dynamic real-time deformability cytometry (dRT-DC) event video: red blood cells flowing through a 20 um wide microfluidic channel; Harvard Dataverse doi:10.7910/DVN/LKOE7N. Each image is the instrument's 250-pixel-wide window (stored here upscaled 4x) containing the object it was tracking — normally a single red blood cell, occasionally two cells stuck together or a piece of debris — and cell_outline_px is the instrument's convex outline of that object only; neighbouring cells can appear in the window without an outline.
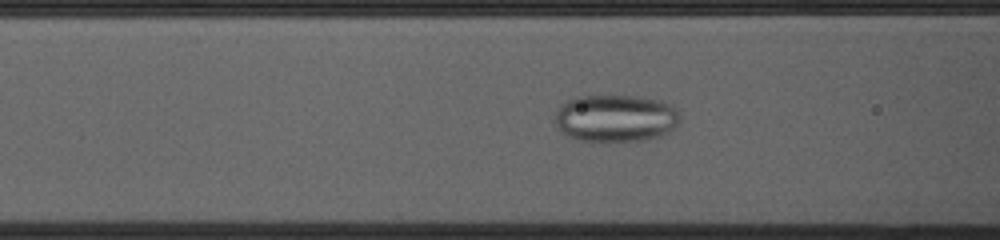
{"species": "common noctule bat (a hibernating species)", "species_latin": "Nyctalus noctula", "temperature_condition": "cold", "stored_images_in_passage": 41, "camera_frame_rate_fps": 3000, "um_per_image_px": 0.085, "animal": {"sex": "female", "body_mass_g": 23.0, "forearm_length_mm": 53.4}, "frame": {"image": 1, "passage_image": 8, "time_ms": 2.333, "image_size_px": [1000, 240], "cell_outline_px": [[680, 120], [676, 128], [660, 136], [644, 140], [584, 140], [568, 136], [560, 132], [556, 128], [556, 112], [560, 104], [564, 100], [576, 96], [632, 96], [656, 100], [672, 104], [676, 108], [680, 116]], "centroid_in_image_um": [52.32, 10.03], "position_along_channel_um": 114.3, "area_um2": 34.45}}
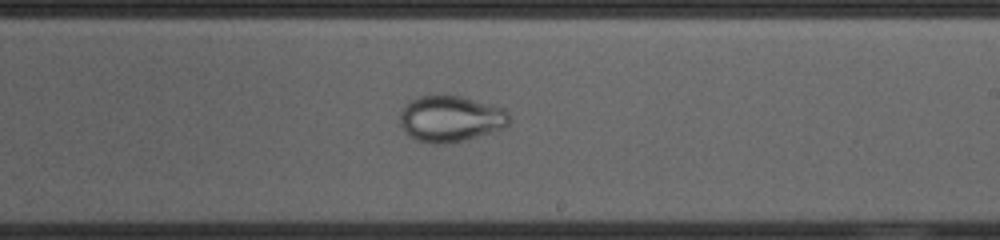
{"frame": {"image": 2, "passage_image": 19, "time_ms": 6.0, "image_size_px": [1000, 240], "cell_outline_px": [[508, 124], [504, 128], [464, 140], [444, 144], [432, 144], [416, 140], [408, 136], [404, 132], [400, 124], [400, 112], [412, 100], [420, 96], [436, 92], [460, 96], [504, 108], [508, 112]], "centroid_in_image_um": [38.26, 10.07], "position_along_channel_um": 250.7, "area_um2": 29.71}}
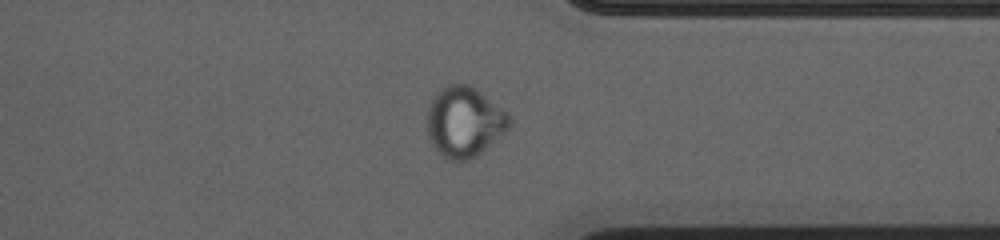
{"frame": {"image": 3, "passage_image": 29, "time_ms": 9.333, "image_size_px": [1000, 240], "cell_outline_px": [[512, 124], [500, 136], [476, 156], [468, 160], [448, 160], [432, 144], [428, 136], [428, 108], [436, 92], [440, 88], [448, 84], [468, 84], [476, 88], [508, 112], [512, 116]], "centroid_in_image_um": [39.5, 10.33], "position_along_channel_um": 371.9, "area_um2": 33.58}}